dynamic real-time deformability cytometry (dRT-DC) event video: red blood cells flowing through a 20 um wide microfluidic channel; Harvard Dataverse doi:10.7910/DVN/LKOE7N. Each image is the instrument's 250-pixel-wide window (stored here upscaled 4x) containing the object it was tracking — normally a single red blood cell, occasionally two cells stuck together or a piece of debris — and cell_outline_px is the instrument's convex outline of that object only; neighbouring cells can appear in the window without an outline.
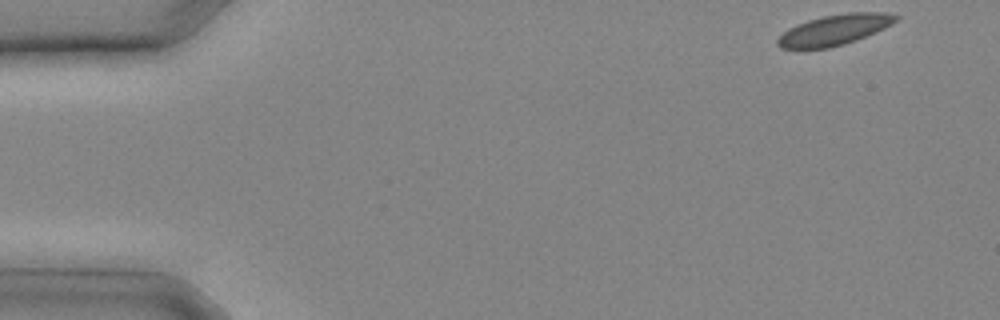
{"species": "common noctule bat (a hibernating species)", "species_latin": "Nyctalus noctula", "temperature_condition": "cold", "stored_images_in_passage": 17, "camera_frame_rate_fps": 3000, "um_per_image_px": 0.085, "animal": {"sex": "male", "body_mass_g": 20.4}, "frame": {"image": 1, "passage_image": 1, "time_ms": 0.0, "image_size_px": [1000, 320], "cell_outline_px": [[900, 16], [892, 24], [876, 32], [856, 40], [844, 44], [828, 48], [780, 48], [776, 44], [776, 40], [788, 28], [808, 20], [824, 16], [848, 12], [888, 12]], "centroid_in_image_um": [70.95, 2.53], "position_along_channel_um": 14.0, "area_um2": 20.92}}
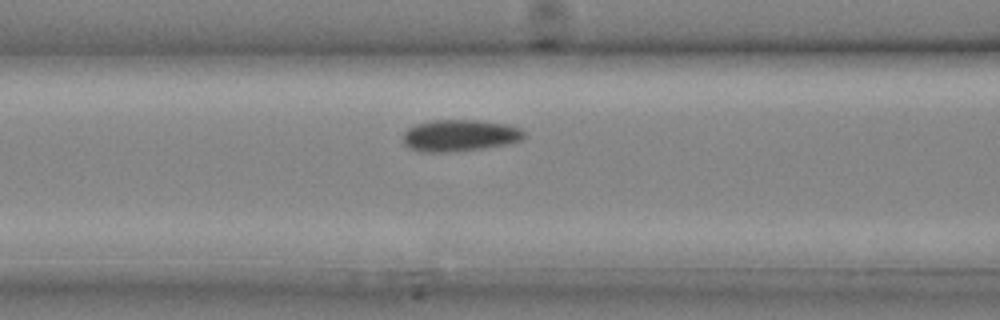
{"frame": {"image": 2, "passage_image": 10, "time_ms": 3.0, "image_size_px": [1000, 320], "cell_outline_px": [[524, 140], [508, 144], [484, 148], [452, 152], [416, 152], [408, 148], [404, 144], [404, 132], [408, 128], [416, 124], [432, 120], [480, 120], [508, 124], [520, 128], [524, 132]], "centroid_in_image_um": [39.08, 11.52], "position_along_channel_um": 127.5, "area_um2": 22.72}}
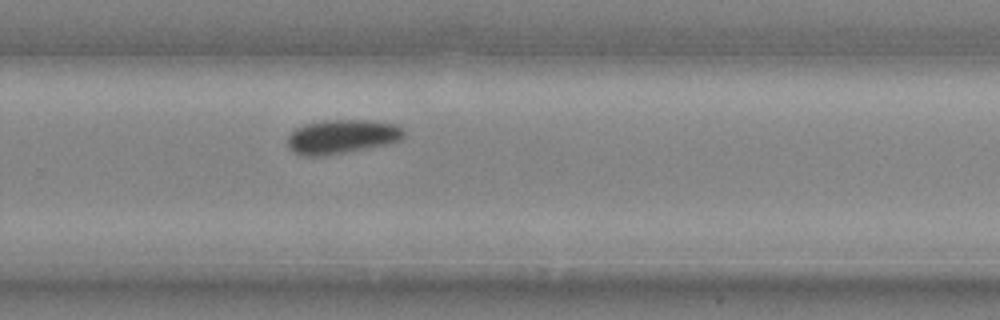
{"frame": {"image": 3, "passage_image": 17, "time_ms": 5.333, "image_size_px": [1000, 320], "cell_outline_px": [[404, 136], [400, 140], [388, 144], [324, 156], [304, 156], [288, 148], [288, 136], [296, 128], [304, 124], [324, 120], [368, 120], [392, 124], [400, 128], [404, 132]], "centroid_in_image_um": [29.03, 11.61], "position_along_channel_um": 300.8, "area_um2": 22.89}}